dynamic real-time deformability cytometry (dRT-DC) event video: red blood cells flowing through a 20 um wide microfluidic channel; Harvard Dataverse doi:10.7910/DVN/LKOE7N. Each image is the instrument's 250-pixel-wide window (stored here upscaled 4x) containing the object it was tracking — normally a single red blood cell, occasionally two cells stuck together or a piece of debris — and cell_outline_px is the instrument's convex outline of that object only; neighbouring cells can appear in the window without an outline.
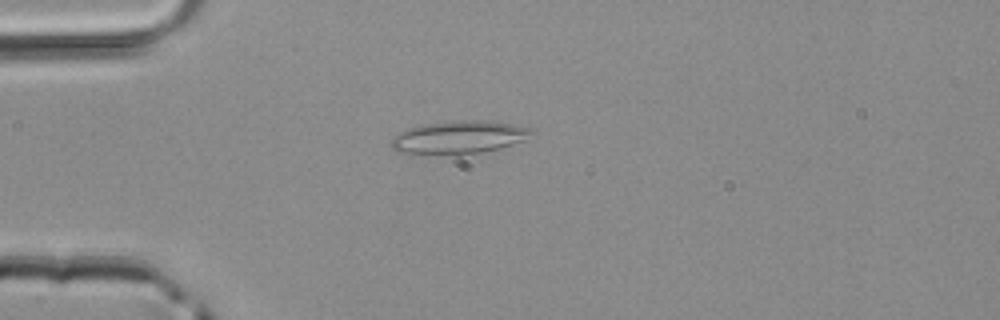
{"species": "common noctule bat (a hibernating species)", "species_latin": "Nyctalus noctula", "temperature_condition": "room temperature", "stored_images_in_passage": 1, "camera_frame_rate_fps": 3000, "um_per_image_px": 0.085, "animal": {"sex": "male", "body_mass_g": 20.4}, "frame": {"image": 1, "passage_image": 1, "time_ms": 0.0, "image_size_px": [1000, 320], "cell_outline_px": [[536, 132], [524, 140], [500, 148], [484, 152], [396, 152], [392, 148], [392, 136], [408, 128], [424, 124], [464, 120], [488, 120], [512, 124], [532, 128]], "centroid_in_image_um": [39.08, 11.62], "position_along_channel_um": 45.9, "area_um2": 26.07}}